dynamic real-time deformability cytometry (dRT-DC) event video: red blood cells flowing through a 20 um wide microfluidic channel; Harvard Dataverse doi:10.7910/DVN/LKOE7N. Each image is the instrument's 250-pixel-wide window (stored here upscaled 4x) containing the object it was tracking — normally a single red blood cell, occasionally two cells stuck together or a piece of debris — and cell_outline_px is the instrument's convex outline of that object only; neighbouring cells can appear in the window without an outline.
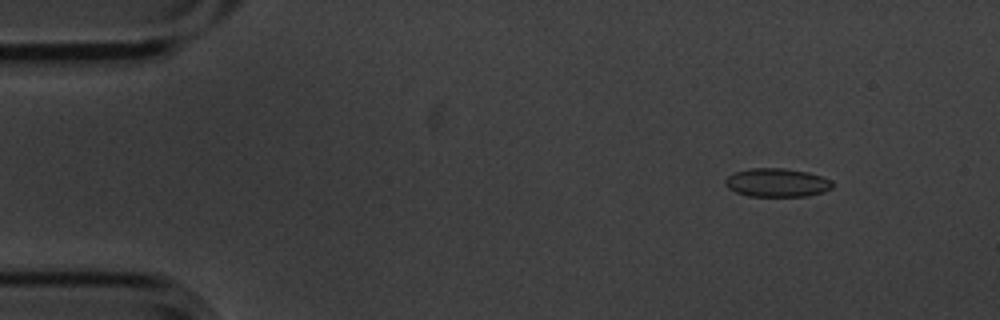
{"species": "common noctule bat (a hibernating species)", "species_latin": "Nyctalus noctula", "temperature_condition": "cold", "stored_images_in_passage": 5, "camera_frame_rate_fps": 3000, "um_per_image_px": 0.085, "animal": {"sex": "male", "body_mass_g": 20.1, "forearm_length_mm": 53.5}, "frame": {"image": 1, "passage_image": 1, "time_ms": 0.0, "image_size_px": [1000, 320], "cell_outline_px": [[832, 188], [824, 192], [808, 196], [748, 196], [736, 192], [728, 188], [724, 184], [724, 180], [728, 176], [736, 172], [748, 168], [784, 168], [808, 172], [832, 180]], "centroid_in_image_um": [66.03, 15.52], "position_along_channel_um": 19.0, "area_um2": 17.92}}
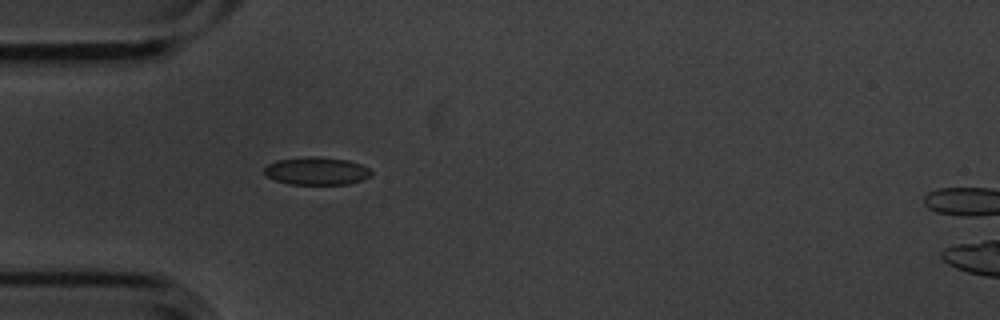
{"frame": {"image": 2, "passage_image": 4, "time_ms": 1.0, "image_size_px": [1000, 320], "cell_outline_px": [[372, 176], [348, 184], [288, 184], [276, 180], [268, 176], [264, 172], [264, 168], [268, 164], [276, 160], [304, 156], [316, 156], [348, 160], [360, 164], [368, 168], [372, 172]], "centroid_in_image_um": [26.9, 14.52], "position_along_channel_um": 58.1, "area_um2": 17.34}}